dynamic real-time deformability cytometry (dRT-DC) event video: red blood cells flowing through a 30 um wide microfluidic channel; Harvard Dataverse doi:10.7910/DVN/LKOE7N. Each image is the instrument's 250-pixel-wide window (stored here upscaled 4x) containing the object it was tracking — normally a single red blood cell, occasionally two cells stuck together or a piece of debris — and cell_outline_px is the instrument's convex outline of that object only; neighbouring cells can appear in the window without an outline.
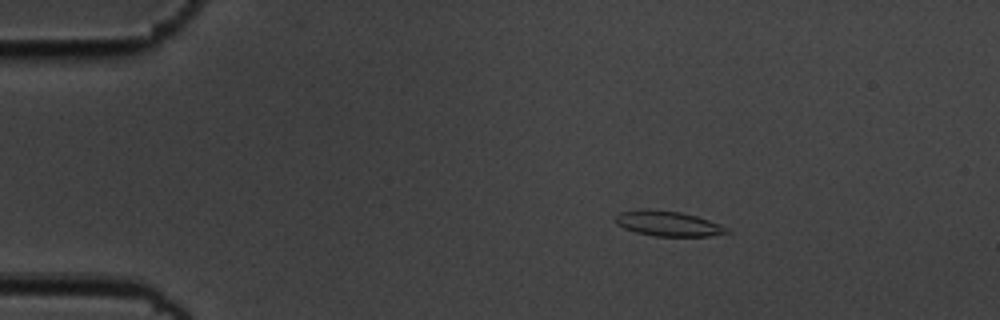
{"species": "common noctule bat (a hibernating species)", "species_latin": "Nyctalus noctula", "temperature_condition": "cold", "stored_images_in_passage": 49, "camera_frame_rate_fps": 3000, "um_per_image_px": 0.085, "animal": {"sex": "male", "body_mass_g": 19.5, "forearm_length_mm": 54.6}, "frame": {"image": 1, "passage_image": 3, "time_ms": 0.667, "image_size_px": [1000, 320], "cell_outline_px": [[732, 232], [708, 236], [656, 236], [636, 232], [624, 228], [616, 224], [616, 216], [620, 212], [640, 208], [648, 208], [680, 212], [696, 216], [720, 224], [728, 228]], "centroid_in_image_um": [56.77, 18.99], "position_along_channel_um": 28.2, "area_um2": 16.36}}
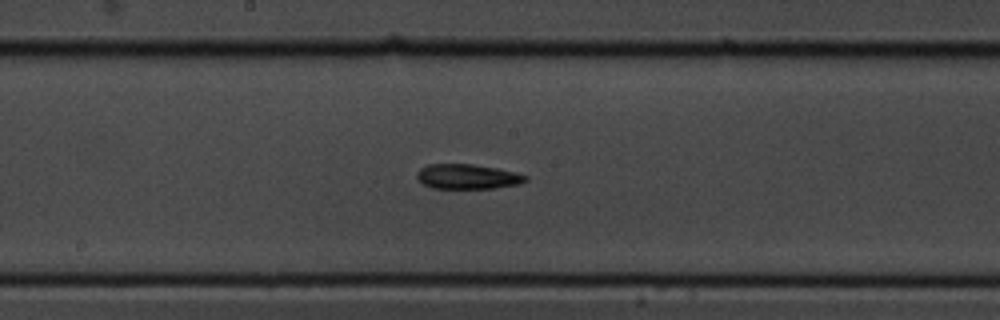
{"frame": {"image": 2, "passage_image": 23, "time_ms": 7.333, "image_size_px": [1000, 320], "cell_outline_px": [[528, 180], [520, 184], [492, 188], [432, 188], [424, 184], [416, 176], [416, 172], [420, 168], [428, 164], [472, 164], [496, 168], [516, 172], [528, 176]], "centroid_in_image_um": [39.75, 15.0], "position_along_channel_um": 208.5, "area_um2": 15.72}}
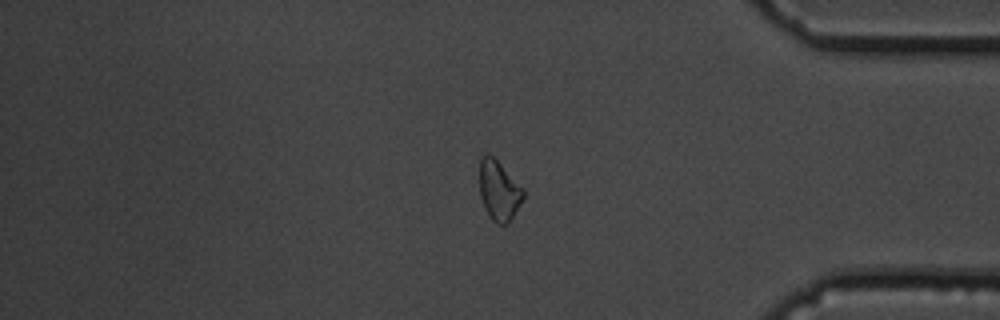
{"frame": {"image": 3, "passage_image": 40, "time_ms": 13.0, "image_size_px": [1000, 320], "cell_outline_px": [[524, 196], [520, 204], [508, 224], [496, 224], [488, 216], [484, 208], [480, 196], [480, 156], [492, 156], [524, 188]], "centroid_in_image_um": [42.41, 16.24], "position_along_channel_um": 392.8, "area_um2": 15.14}}